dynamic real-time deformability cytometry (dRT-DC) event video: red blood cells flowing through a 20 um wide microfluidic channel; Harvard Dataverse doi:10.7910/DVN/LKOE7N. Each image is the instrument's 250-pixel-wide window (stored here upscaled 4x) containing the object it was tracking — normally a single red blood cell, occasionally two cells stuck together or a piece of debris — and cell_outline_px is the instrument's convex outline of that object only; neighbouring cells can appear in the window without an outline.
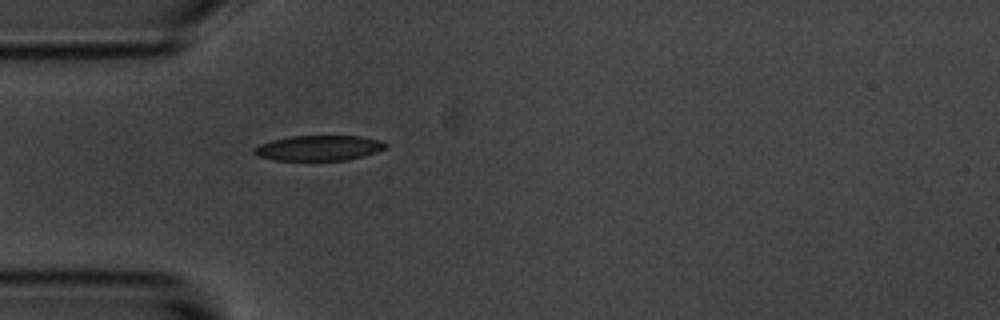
{"species": "common noctule bat (a hibernating species)", "species_latin": "Nyctalus noctula", "temperature_condition": "room temperature", "stored_images_in_passage": 5, "camera_frame_rate_fps": 3000, "um_per_image_px": 0.085, "animal": {"sex": "male", "body_mass_g": 20.1, "forearm_length_mm": 53.5}, "frame": {"image": 1, "passage_image": 5, "time_ms": 5.333, "image_size_px": [1000, 320], "cell_outline_px": [[388, 144], [384, 148], [376, 152], [348, 160], [272, 160], [256, 156], [252, 152], [252, 148], [260, 144], [272, 140], [292, 136], [360, 136], [380, 140]], "centroid_in_image_um": [27.05, 12.58], "position_along_channel_um": 58.0, "area_um2": 19.36}}